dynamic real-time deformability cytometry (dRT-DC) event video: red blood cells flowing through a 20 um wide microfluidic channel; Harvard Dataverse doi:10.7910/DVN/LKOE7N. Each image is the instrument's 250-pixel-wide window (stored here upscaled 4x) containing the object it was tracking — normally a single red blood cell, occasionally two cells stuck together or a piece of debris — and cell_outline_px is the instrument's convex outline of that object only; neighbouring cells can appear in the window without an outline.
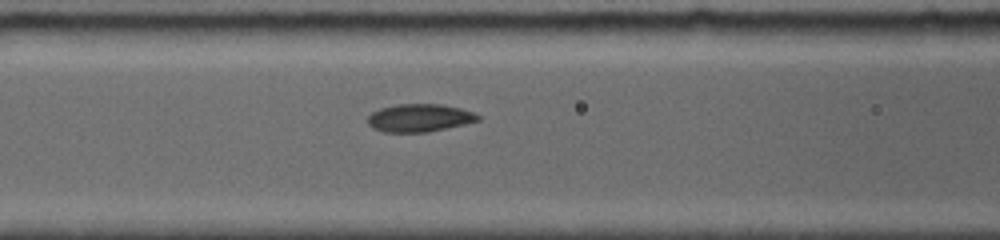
{"species": "common noctule bat (a hibernating species)", "species_latin": "Nyctalus noctula", "temperature_condition": "room temperature", "stored_images_in_passage": 6, "camera_frame_rate_fps": 5000, "um_per_image_px": 0.085, "animal": {"sex": "female", "body_mass_g": 19.0, "forearm_length_mm": 56.7}, "frame": {"image": 1, "passage_image": 5, "time_ms": 3.2, "image_size_px": [1000, 240], "cell_outline_px": [[480, 120], [464, 124], [428, 132], [384, 132], [372, 128], [368, 124], [368, 116], [372, 112], [380, 108], [396, 104], [440, 104], [460, 108], [472, 112], [480, 116]], "centroid_in_image_um": [35.63, 10.02], "position_along_channel_um": 131.0, "area_um2": 17.86}}